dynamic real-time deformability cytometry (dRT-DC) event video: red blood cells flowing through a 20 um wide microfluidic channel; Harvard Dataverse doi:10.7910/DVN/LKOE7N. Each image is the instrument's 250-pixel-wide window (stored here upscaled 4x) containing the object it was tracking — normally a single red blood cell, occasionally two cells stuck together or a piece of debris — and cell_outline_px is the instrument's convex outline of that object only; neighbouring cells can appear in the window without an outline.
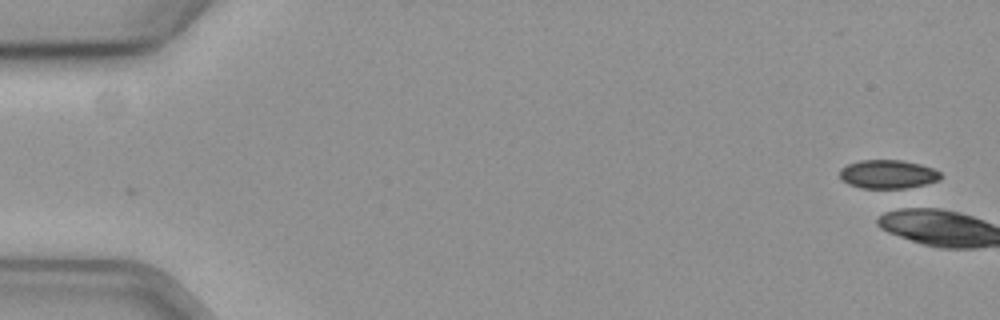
{"species": "common noctule bat (a hibernating species)", "species_latin": "Nyctalus noctula", "temperature_condition": "cold", "stored_images_in_passage": 3, "camera_frame_rate_fps": 3000, "um_per_image_px": 0.085, "animal": {"sex": "female", "body_mass_g": 19.3, "forearm_length_mm": 54.1}, "frame": {"image": 1, "passage_image": 1, "time_ms": 0.0, "image_size_px": [1000, 320], "cell_outline_px": [[940, 180], [924, 184], [904, 188], [860, 188], [848, 184], [840, 176], [840, 168], [848, 164], [860, 160], [904, 160], [920, 164], [932, 168], [940, 172]], "centroid_in_image_um": [75.46, 14.8], "position_along_channel_um": 9.5, "area_um2": 16.76}}